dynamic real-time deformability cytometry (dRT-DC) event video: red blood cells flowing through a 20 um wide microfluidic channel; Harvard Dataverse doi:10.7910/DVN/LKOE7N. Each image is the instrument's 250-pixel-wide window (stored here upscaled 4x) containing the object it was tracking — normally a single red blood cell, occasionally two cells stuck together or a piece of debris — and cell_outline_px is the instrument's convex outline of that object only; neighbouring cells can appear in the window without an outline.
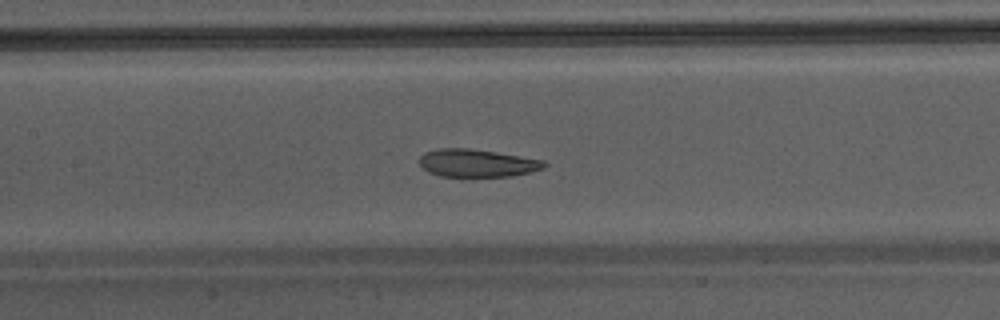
{"species": "Egyptian fruit bat (a non-hibernating species)", "species_latin": "Rousettus aegyptiacus", "temperature_condition": "warm", "stored_images_in_passage": 43, "camera_frame_rate_fps": 3000, "um_per_image_px": 0.085, "animal": {"sex": "male"}, "frame": {"image": 1, "passage_image": 19, "time_ms": 6.0, "image_size_px": [1000, 320], "cell_outline_px": [[548, 164], [544, 168], [512, 176], [440, 176], [428, 172], [420, 164], [420, 156], [424, 152], [436, 148], [468, 148], [496, 152], [544, 160]], "centroid_in_image_um": [40.53, 13.85], "position_along_channel_um": 166.9, "area_um2": 20.11}}
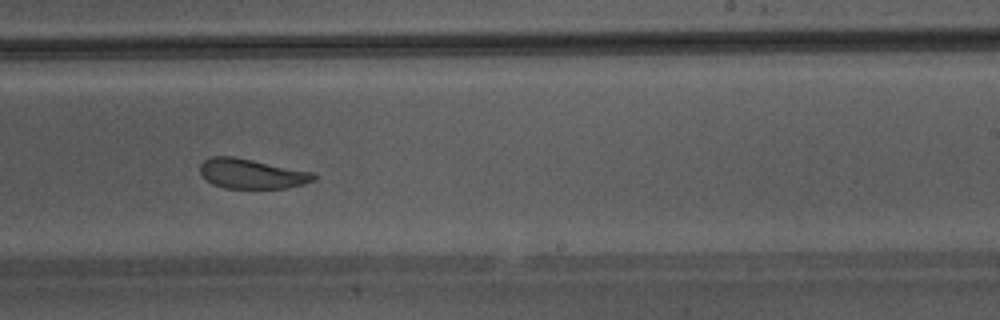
{"frame": {"image": 2, "passage_image": 26, "time_ms": 8.333, "image_size_px": [1000, 320], "cell_outline_px": [[316, 180], [304, 184], [284, 188], [224, 188], [212, 184], [200, 172], [200, 164], [204, 160], [212, 156], [232, 156], [312, 172], [316, 176]], "centroid_in_image_um": [21.39, 14.77], "position_along_channel_um": 267.6, "area_um2": 19.54}}
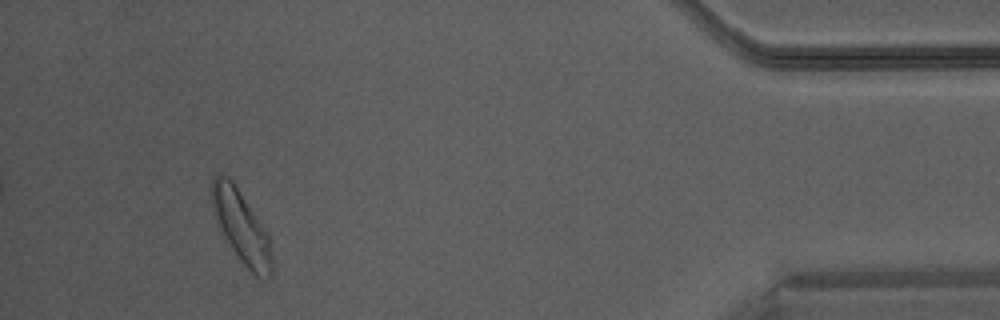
{"frame": {"image": 3, "passage_image": 40, "time_ms": 13.0, "image_size_px": [1000, 320], "cell_outline_px": [[272, 268], [268, 276], [256, 276], [240, 260], [224, 236], [220, 228], [212, 208], [212, 180], [216, 176], [228, 176], [232, 180], [268, 236], [272, 260]], "centroid_in_image_um": [20.49, 19.27], "position_along_channel_um": 414.7, "area_um2": 23.93}}